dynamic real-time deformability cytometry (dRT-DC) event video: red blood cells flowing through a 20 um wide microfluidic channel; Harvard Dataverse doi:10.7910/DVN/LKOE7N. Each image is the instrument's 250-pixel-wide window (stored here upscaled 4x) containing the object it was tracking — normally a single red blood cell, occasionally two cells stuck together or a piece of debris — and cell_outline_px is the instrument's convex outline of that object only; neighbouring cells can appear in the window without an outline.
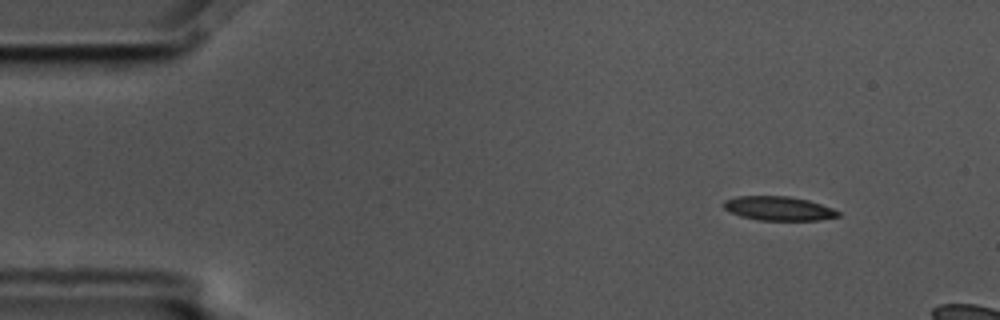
{"species": "common noctule bat (a hibernating species)", "species_latin": "Nyctalus noctula", "temperature_condition": "cold", "stored_images_in_passage": 3, "camera_frame_rate_fps": 3000, "um_per_image_px": 0.085, "animal": {"sex": "male", "body_mass_g": 17.5, "forearm_length_mm": 52.3}, "frame": {"image": 1, "passage_image": 1, "time_ms": 0.0, "image_size_px": [1000, 320], "cell_outline_px": [[840, 216], [820, 220], [760, 220], [740, 216], [724, 208], [724, 200], [736, 196], [788, 196], [808, 200], [832, 208], [840, 212]], "centroid_in_image_um": [66.19, 17.71], "position_along_channel_um": 18.8, "area_um2": 15.95}}